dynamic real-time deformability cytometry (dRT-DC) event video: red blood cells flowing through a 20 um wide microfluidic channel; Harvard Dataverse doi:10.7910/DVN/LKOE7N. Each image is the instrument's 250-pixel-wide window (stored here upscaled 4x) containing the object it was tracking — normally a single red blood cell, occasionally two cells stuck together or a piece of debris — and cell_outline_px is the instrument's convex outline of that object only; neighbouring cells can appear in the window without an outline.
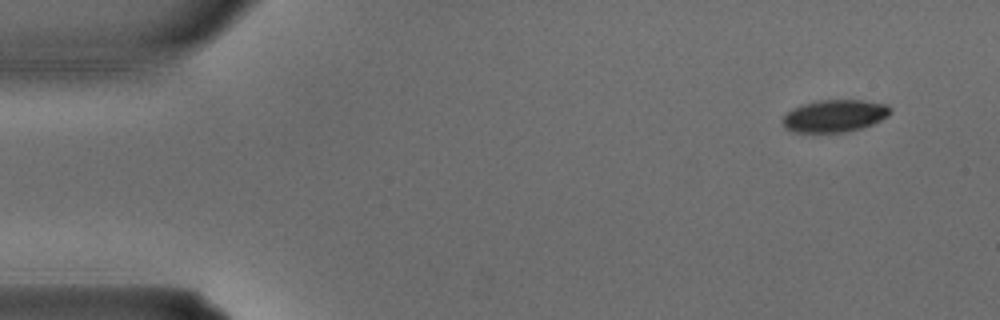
{"species": "common noctule bat (a hibernating species)", "species_latin": "Nyctalus noctula", "temperature_condition": "warm", "stored_images_in_passage": 2, "camera_frame_rate_fps": 3000, "um_per_image_px": 0.085, "animal": {"sex": "male", "body_mass_g": 15.6}, "frame": {"image": 1, "passage_image": 1, "time_ms": 0.0, "image_size_px": [1000, 320], "cell_outline_px": [[892, 112], [888, 116], [872, 124], [860, 128], [844, 132], [792, 132], [784, 128], [780, 120], [792, 108], [816, 100], [864, 100], [888, 104], [892, 108]], "centroid_in_image_um": [70.93, 9.84], "position_along_channel_um": 14.1, "area_um2": 20.46}}